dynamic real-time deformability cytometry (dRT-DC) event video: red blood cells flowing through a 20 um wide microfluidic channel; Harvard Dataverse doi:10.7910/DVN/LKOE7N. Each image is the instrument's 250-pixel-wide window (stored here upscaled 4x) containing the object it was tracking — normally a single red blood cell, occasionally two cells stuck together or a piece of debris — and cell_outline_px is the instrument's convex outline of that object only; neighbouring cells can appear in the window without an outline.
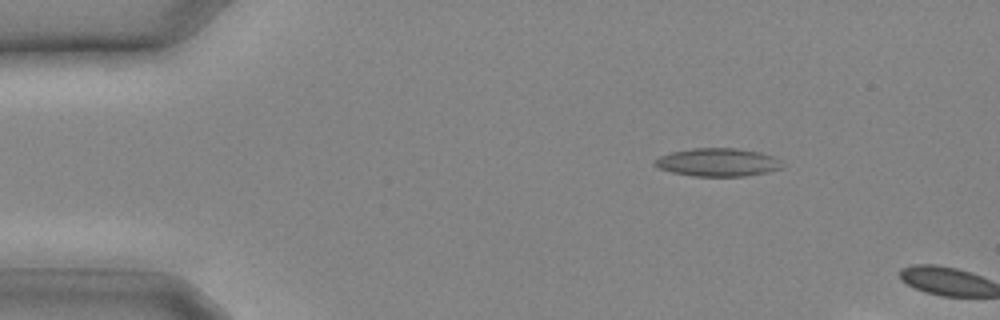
{"species": "common noctule bat (a hibernating species)", "species_latin": "Nyctalus noctula", "temperature_condition": "cold", "stored_images_in_passage": 3, "camera_frame_rate_fps": 3000, "um_per_image_px": 0.085, "animal": {"sex": "male", "body_mass_g": 20.4}, "frame": {"image": 1, "passage_image": 2, "time_ms": 0.333, "image_size_px": [1000, 320], "cell_outline_px": [[784, 164], [780, 168], [764, 172], [744, 176], [692, 176], [672, 172], [660, 168], [652, 164], [652, 160], [660, 156], [672, 152], [692, 148], [736, 148], [760, 152], [772, 156], [780, 160]], "centroid_in_image_um": [60.97, 13.79], "position_along_channel_um": 24.0, "area_um2": 20.81}}